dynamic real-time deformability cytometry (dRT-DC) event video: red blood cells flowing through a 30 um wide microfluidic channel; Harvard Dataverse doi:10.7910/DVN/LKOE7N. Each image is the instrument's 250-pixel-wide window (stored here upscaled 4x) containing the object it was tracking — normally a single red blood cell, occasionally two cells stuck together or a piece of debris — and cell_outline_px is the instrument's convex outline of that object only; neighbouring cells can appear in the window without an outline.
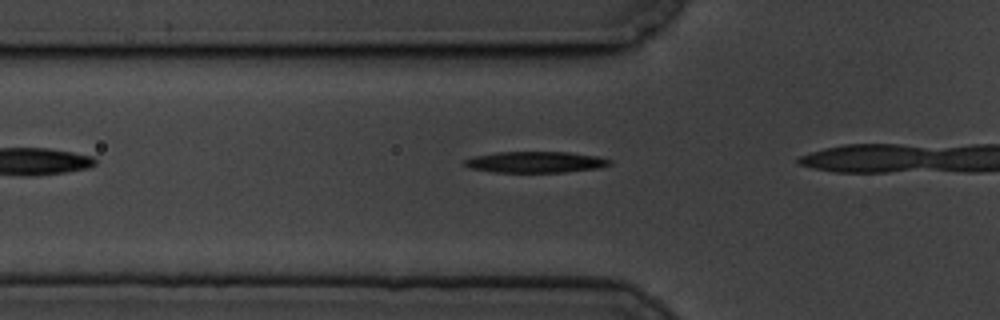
{"species": "common noctule bat (a hibernating species)", "species_latin": "Nyctalus noctula", "temperature_condition": "cold", "stored_images_in_passage": 8, "camera_frame_rate_fps": 3000, "um_per_image_px": 0.085, "animal": {"sex": "male", "body_mass_g": 19.5, "forearm_length_mm": 54.6}, "frame": {"image": 1, "passage_image": 3, "time_ms": 0.667, "image_size_px": [1000, 320], "cell_outline_px": [[612, 164], [600, 168], [564, 172], [492, 172], [468, 168], [464, 164], [464, 160], [476, 156], [496, 152], [568, 152], [596, 156], [612, 160]], "centroid_in_image_um": [45.53, 13.78], "position_along_channel_um": 80.3, "area_um2": 17.92}}
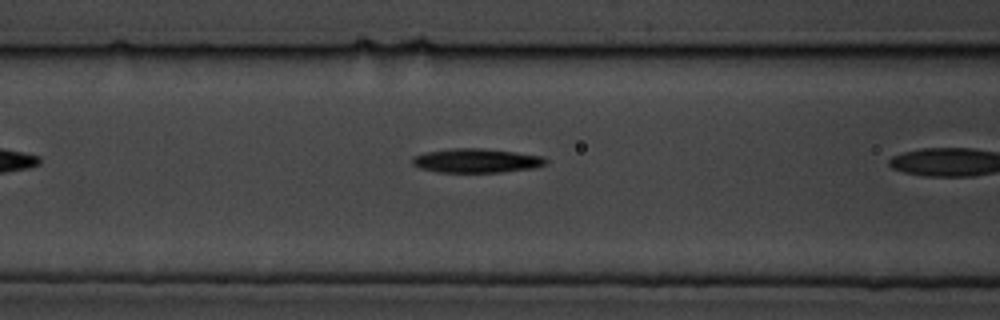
{"frame": {"image": 2, "passage_image": 7, "time_ms": 2.0, "image_size_px": [1000, 320], "cell_outline_px": [[548, 164], [536, 168], [500, 172], [436, 172], [420, 168], [412, 164], [412, 156], [424, 152], [452, 148], [480, 148], [516, 152], [544, 156], [548, 160]], "centroid_in_image_um": [40.52, 13.65], "position_along_channel_um": 126.1, "area_um2": 19.02}}